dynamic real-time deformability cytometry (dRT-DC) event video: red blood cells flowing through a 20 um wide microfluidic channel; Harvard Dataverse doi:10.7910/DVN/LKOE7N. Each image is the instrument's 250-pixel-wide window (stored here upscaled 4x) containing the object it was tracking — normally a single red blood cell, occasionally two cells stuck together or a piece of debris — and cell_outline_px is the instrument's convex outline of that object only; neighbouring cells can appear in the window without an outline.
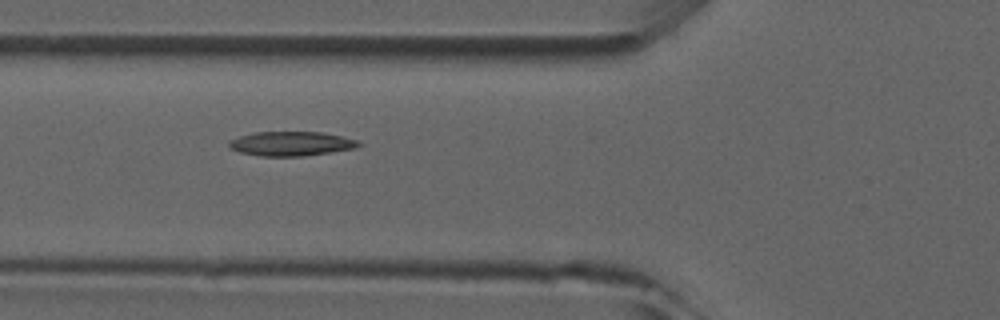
{"species": "common noctule bat (a hibernating species)", "species_latin": "Nyctalus noctula", "temperature_condition": "room temperature", "stored_images_in_passage": 3, "camera_frame_rate_fps": 3000, "um_per_image_px": 0.085, "animal": {"sex": "male", "forearm_length_mm": 52.5}, "frame": {"image": 1, "passage_image": 2, "time_ms": 1.0, "image_size_px": [1000, 320], "cell_outline_px": [[364, 144], [356, 148], [332, 152], [304, 156], [260, 156], [240, 152], [232, 148], [228, 144], [228, 140], [240, 136], [256, 132], [324, 132], [356, 140]], "centroid_in_image_um": [24.77, 12.21], "position_along_channel_um": 101.0, "area_um2": 18.38}}
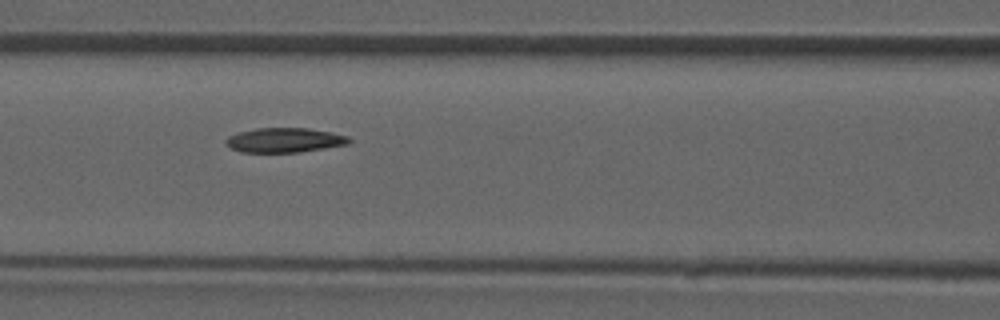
{"frame": {"image": 2, "passage_image": 3, "time_ms": 2.0, "image_size_px": [1000, 320], "cell_outline_px": [[352, 140], [348, 144], [300, 152], [240, 152], [232, 148], [224, 140], [228, 136], [240, 132], [256, 128], [308, 128], [332, 132], [348, 136]], "centroid_in_image_um": [24.21, 11.91], "position_along_channel_um": 142.4, "area_um2": 17.57}}